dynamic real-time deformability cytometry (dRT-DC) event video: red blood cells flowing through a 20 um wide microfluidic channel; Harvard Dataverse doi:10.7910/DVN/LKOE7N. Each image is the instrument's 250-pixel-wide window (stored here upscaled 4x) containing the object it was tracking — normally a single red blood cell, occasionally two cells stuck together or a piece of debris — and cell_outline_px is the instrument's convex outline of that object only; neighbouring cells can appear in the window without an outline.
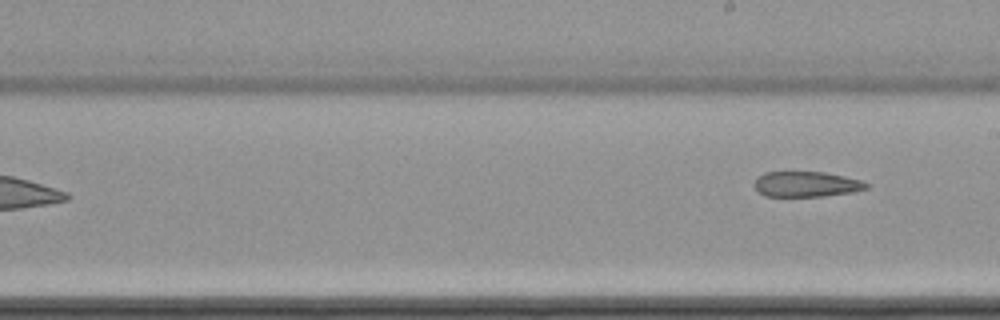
{"species": "common noctule bat (a hibernating species)", "species_latin": "Nyctalus noctula", "temperature_condition": "cold", "stored_images_in_passage": 11, "segment_of_instrument_passage": [2, 2], "camera_frame_rate_fps": 3000, "um_per_image_px": 0.085, "animal": {"sex": "female", "body_mass_g": 22.7, "forearm_length_mm": 54.2}, "frame": {"image": 1, "passage_image": 11, "time_ms": 13.333, "image_size_px": [1000, 320], "cell_outline_px": [[868, 188], [852, 192], [824, 196], [764, 196], [752, 184], [756, 176], [764, 172], [824, 172], [844, 176], [860, 180], [868, 184]], "centroid_in_image_um": [68.49, 15.65], "position_along_channel_um": 220.5, "area_um2": 16.59}}